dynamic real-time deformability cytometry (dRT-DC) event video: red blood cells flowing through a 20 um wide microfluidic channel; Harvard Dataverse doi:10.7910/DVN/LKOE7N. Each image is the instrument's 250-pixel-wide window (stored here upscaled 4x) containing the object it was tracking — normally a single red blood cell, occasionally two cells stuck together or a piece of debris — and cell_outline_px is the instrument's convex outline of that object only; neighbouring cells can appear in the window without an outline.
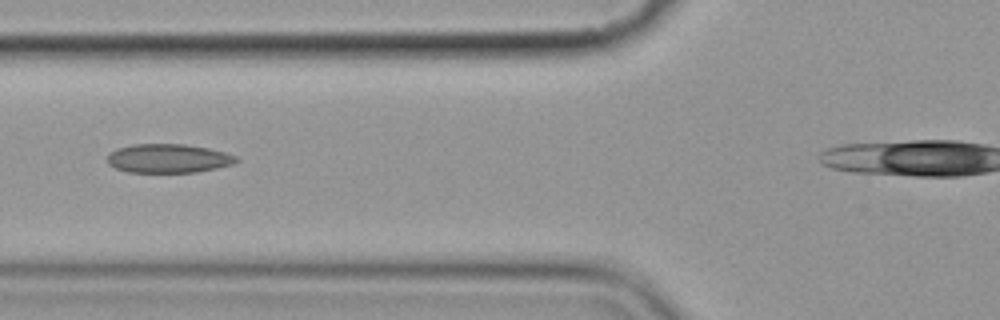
{"species": "common noctule bat (a hibernating species)", "species_latin": "Nyctalus noctula", "temperature_condition": "cold", "stored_images_in_passage": 12, "camera_frame_rate_fps": 3000, "um_per_image_px": 0.085, "animal": {"sex": "female", "body_mass_g": 19.9}, "frame": {"image": 1, "passage_image": 4, "time_ms": 4.667, "image_size_px": [1000, 320], "cell_outline_px": [[240, 160], [232, 164], [216, 168], [196, 172], [128, 172], [116, 168], [108, 164], [108, 152], [116, 148], [132, 144], [184, 144], [208, 148], [224, 152], [236, 156]], "centroid_in_image_um": [14.28, 13.46], "position_along_channel_um": 111.5, "area_um2": 21.73}}
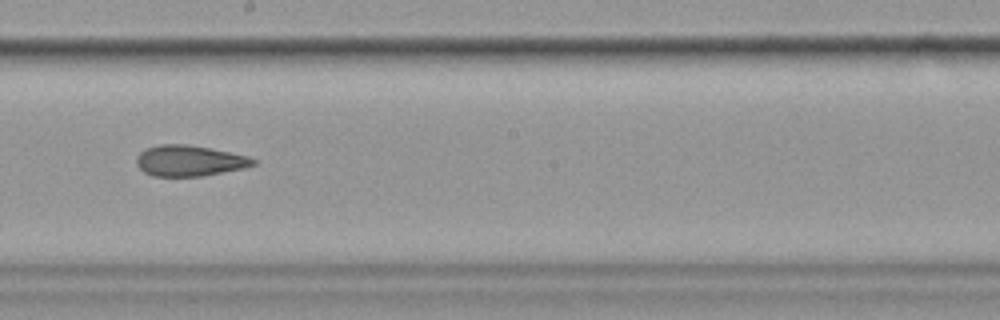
{"frame": {"image": 2, "passage_image": 7, "time_ms": 8.0, "image_size_px": [1000, 320], "cell_outline_px": [[256, 164], [244, 168], [200, 176], [152, 176], [144, 172], [136, 164], [136, 156], [144, 148], [160, 144], [188, 144], [248, 156], [256, 160]], "centroid_in_image_um": [16.05, 13.66], "position_along_channel_um": 232.1, "area_um2": 20.92}}
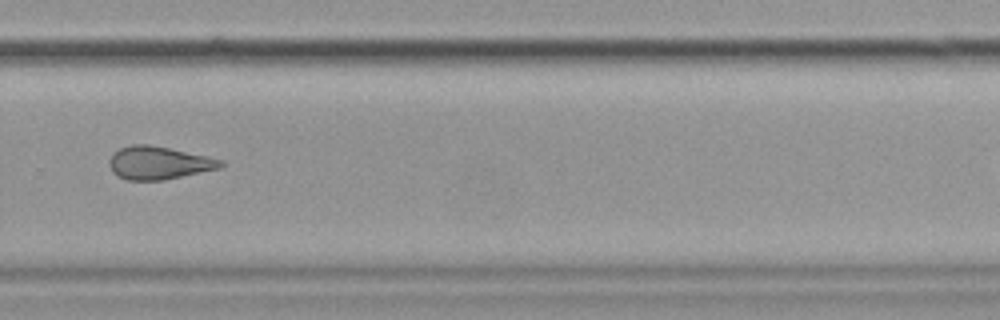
{"frame": {"image": 3, "passage_image": 9, "time_ms": 10.333, "image_size_px": [1000, 320], "cell_outline_px": [[224, 164], [220, 168], [164, 180], [128, 180], [112, 172], [108, 164], [108, 160], [120, 148], [132, 144], [148, 144], [208, 156], [224, 160]], "centroid_in_image_um": [13.5, 13.84], "position_along_channel_um": 316.3, "area_um2": 21.27}}